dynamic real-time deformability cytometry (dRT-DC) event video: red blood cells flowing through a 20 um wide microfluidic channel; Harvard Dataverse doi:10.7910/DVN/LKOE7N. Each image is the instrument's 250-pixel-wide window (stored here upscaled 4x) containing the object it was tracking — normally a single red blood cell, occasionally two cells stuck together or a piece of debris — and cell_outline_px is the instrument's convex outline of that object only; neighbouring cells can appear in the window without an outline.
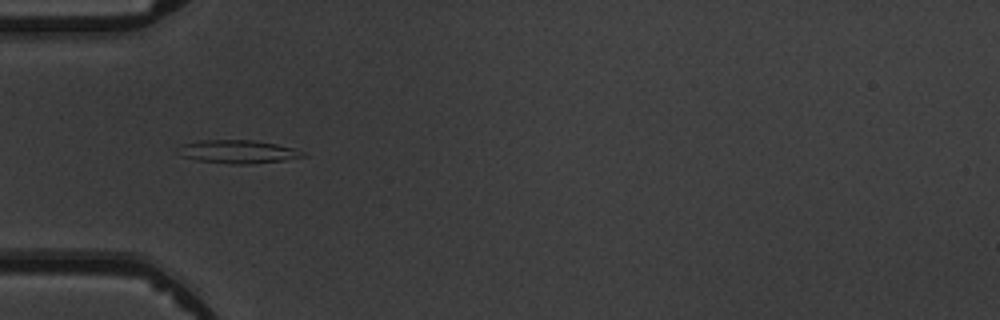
{"species": "common noctule bat (a hibernating species)", "species_latin": "Nyctalus noctula", "temperature_condition": "warm", "stored_images_in_passage": 3, "camera_frame_rate_fps": 3000, "um_per_image_px": 0.085, "animal": {"sex": "male", "body_mass_g": 19.5, "forearm_length_mm": 54.6}, "frame": {"image": 1, "passage_image": 1, "time_ms": 0.0, "image_size_px": [1000, 320], "cell_outline_px": [[308, 156], [284, 160], [252, 164], [228, 164], [196, 160], [180, 156], [176, 152], [184, 144], [200, 140], [252, 140], [276, 144], [292, 148], [304, 152]], "centroid_in_image_um": [20.21, 12.9], "position_along_channel_um": 64.8, "area_um2": 16.94}}
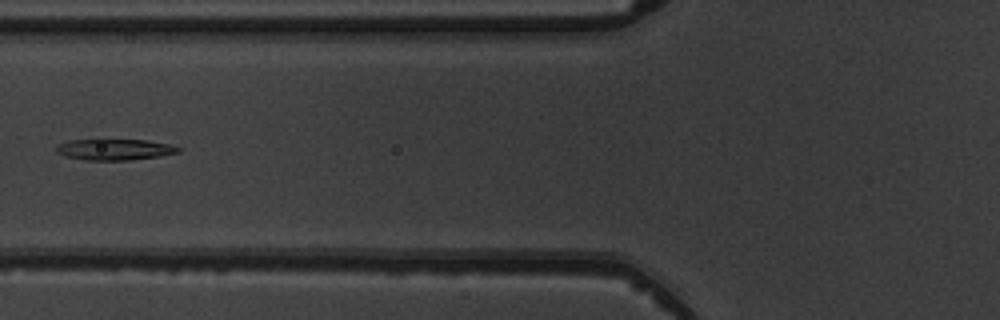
{"frame": {"image": 2, "passage_image": 2, "time_ms": 1.333, "image_size_px": [1000, 320], "cell_outline_px": [[184, 148], [180, 152], [160, 156], [128, 160], [84, 160], [64, 156], [56, 152], [56, 144], [68, 140], [96, 136], [104, 136], [148, 140], [168, 144]], "centroid_in_image_um": [9.68, 12.64], "position_along_channel_um": 116.1, "area_um2": 16.36}}
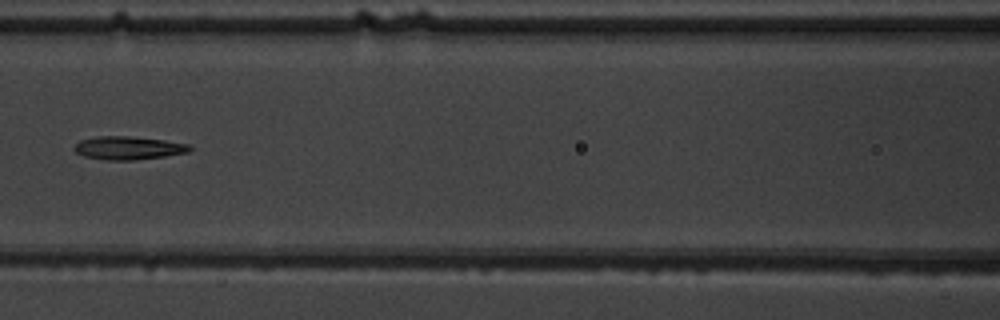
{"frame": {"image": 3, "passage_image": 3, "time_ms": 2.333, "image_size_px": [1000, 320], "cell_outline_px": [[192, 148], [188, 152], [164, 156], [132, 160], [104, 160], [84, 156], [76, 152], [72, 148], [80, 140], [96, 136], [128, 136], [164, 140], [188, 144]], "centroid_in_image_um": [10.87, 12.57], "position_along_channel_um": 155.7, "area_um2": 15.55}}